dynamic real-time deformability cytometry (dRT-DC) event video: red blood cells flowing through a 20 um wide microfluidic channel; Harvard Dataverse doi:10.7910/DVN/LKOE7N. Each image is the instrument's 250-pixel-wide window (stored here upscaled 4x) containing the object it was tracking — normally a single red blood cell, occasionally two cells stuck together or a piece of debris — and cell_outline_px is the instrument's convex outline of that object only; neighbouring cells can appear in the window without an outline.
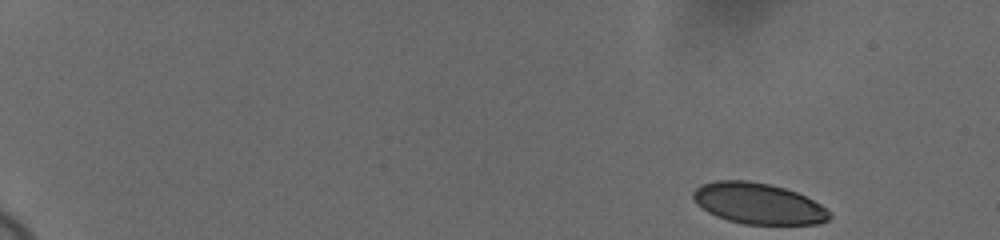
{"species": "human", "species_latin": "Homo sapiens", "temperature_condition": "cold", "stored_images_in_passage": 53, "camera_frame_rate_fps": 3000, "um_per_image_px": 0.085, "donor": {"sex": "female"}, "frame": {"image": 1, "passage_image": 1, "time_ms": 0.0, "image_size_px": [1000, 240], "cell_outline_px": [[832, 216], [828, 220], [820, 224], [744, 224], [728, 220], [716, 216], [708, 212], [696, 204], [692, 196], [692, 192], [700, 184], [716, 180], [748, 180], [768, 184], [784, 188], [796, 192], [820, 204], [832, 212]], "centroid_in_image_um": [64.44, 17.3], "position_along_channel_um": 20.6, "area_um2": 32.71}}
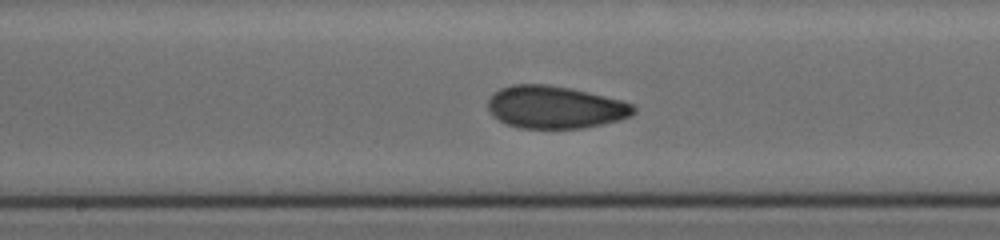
{"frame": {"image": 2, "passage_image": 29, "time_ms": 9.333, "image_size_px": [1000, 240], "cell_outline_px": [[636, 112], [632, 116], [620, 120], [604, 124], [584, 128], [520, 128], [504, 124], [492, 116], [488, 112], [488, 100], [492, 92], [500, 88], [512, 84], [548, 84], [568, 88], [620, 100], [632, 104], [636, 108]], "centroid_in_image_um": [47.14, 9.12], "position_along_channel_um": 201.1, "area_um2": 36.36}}
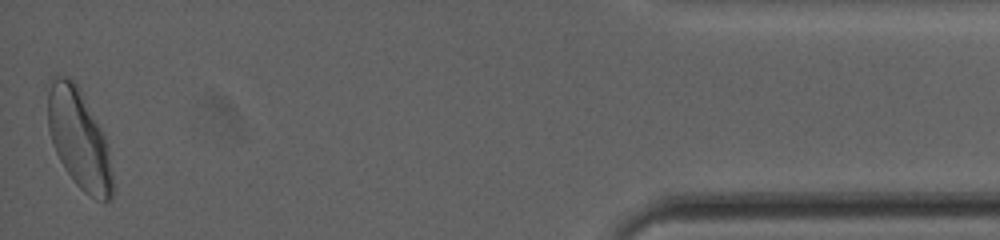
{"frame": {"image": 3, "passage_image": 53, "time_ms": 17.333, "image_size_px": [1000, 240], "cell_outline_px": [[112, 200], [104, 204], [88, 196], [76, 184], [64, 168], [56, 152], [48, 128], [48, 92], [52, 76], [68, 76], [76, 84], [100, 128], [108, 144], [112, 172]], "centroid_in_image_um": [6.73, 11.88], "position_along_channel_um": 428.5, "area_um2": 37.22}, "authors_computed_cell_mechanics": {"area_um2": 35.1424, "velocity_mm_per_s": 3.6519, "shape_relaxation_time_tau1_ms": 6.0855, "shape_relaxation_time_tau2_ms": 1.7201, "deformation_change_tau1": 0.1326, "deformation_change_tau2": 0.0699}}